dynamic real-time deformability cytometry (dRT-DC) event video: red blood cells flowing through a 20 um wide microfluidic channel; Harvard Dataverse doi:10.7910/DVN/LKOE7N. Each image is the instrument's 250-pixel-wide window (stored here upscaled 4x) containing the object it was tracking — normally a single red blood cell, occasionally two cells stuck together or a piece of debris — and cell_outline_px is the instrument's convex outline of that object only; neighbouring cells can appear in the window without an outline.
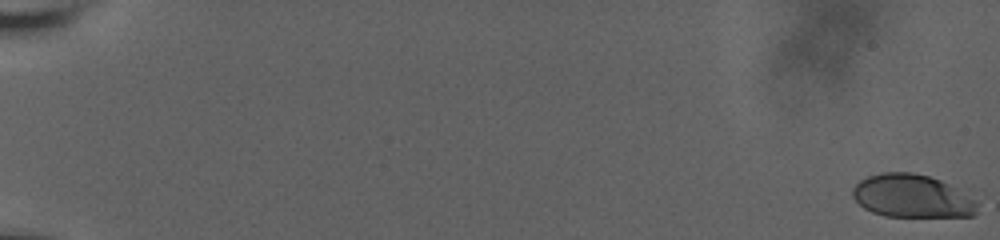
{"species": "human", "species_latin": "Homo sapiens", "temperature_condition": "room temperature", "stored_images_in_passage": 61, "camera_frame_rate_fps": 3000, "um_per_image_px": 0.085, "donor": {"sex": "male"}, "frame": {"image": 1, "passage_image": 1, "time_ms": 0.0, "image_size_px": [1000, 240], "cell_outline_px": [[976, 212], [972, 216], [884, 216], [872, 212], [864, 208], [852, 196], [852, 188], [860, 180], [868, 176], [884, 172], [912, 172], [928, 176], [940, 180], [976, 196]], "centroid_in_image_um": [77.55, 16.66], "position_along_channel_um": 7.5, "area_um2": 31.44}}
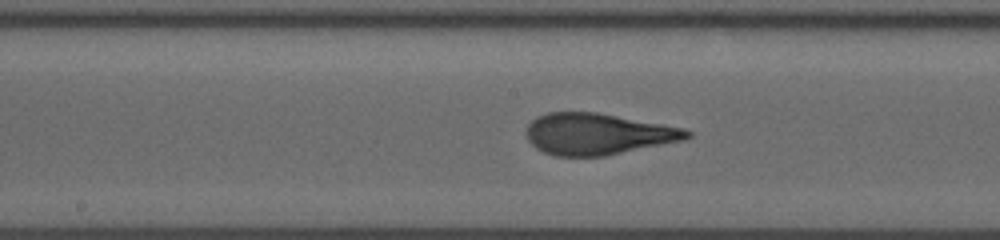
{"frame": {"image": 2, "passage_image": 35, "time_ms": 11.333, "image_size_px": [1000, 240], "cell_outline_px": [[692, 136], [684, 140], [604, 156], [556, 156], [544, 152], [536, 148], [528, 140], [524, 132], [528, 124], [536, 116], [548, 112], [596, 112], [684, 128], [692, 132]], "centroid_in_image_um": [50.77, 11.39], "position_along_channel_um": 197.4, "area_um2": 38.73}}
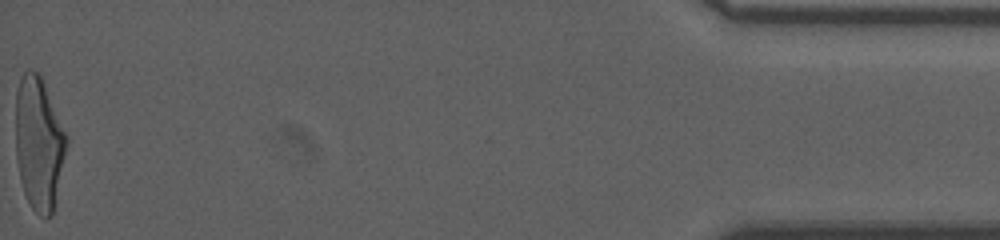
{"frame": {"image": 3, "passage_image": 61, "time_ms": 20.0, "image_size_px": [1000, 240], "cell_outline_px": [[68, 144], [52, 216], [44, 220], [32, 208], [24, 192], [20, 176], [16, 156], [16, 92], [20, 76], [28, 68], [32, 68], [40, 76], [68, 136]], "centroid_in_image_um": [3.31, 12.2], "position_along_channel_um": 431.9, "area_um2": 39.48}, "authors_computed_cell_mechanics": {"area_um2": 37.9746, "velocity_mm_per_s": 3.7218, "shape_relaxation_time_tau1_ms": 5.4321, "shape_relaxation_time_tau2_ms": null, "deformation_change_tau1": 0.2231, "deformation_change_tau2": null}}